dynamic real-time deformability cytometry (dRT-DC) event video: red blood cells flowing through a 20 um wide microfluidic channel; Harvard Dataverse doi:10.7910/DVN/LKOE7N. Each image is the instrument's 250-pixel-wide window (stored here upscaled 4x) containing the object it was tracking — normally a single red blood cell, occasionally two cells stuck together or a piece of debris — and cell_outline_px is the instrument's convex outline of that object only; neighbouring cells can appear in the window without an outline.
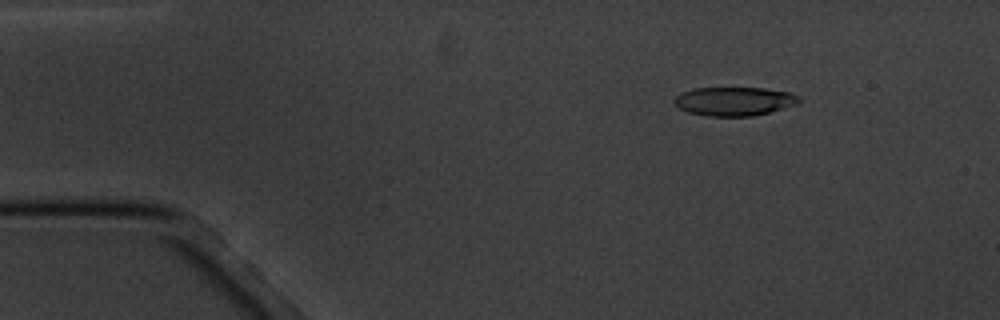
{"species": "common noctule bat (a hibernating species)", "species_latin": "Nyctalus noctula", "temperature_condition": "cold", "stored_images_in_passage": 3, "camera_frame_rate_fps": 3000, "um_per_image_px": 0.085, "animal": {"sex": "male", "body_mass_g": 20.1, "forearm_length_mm": 53.5}, "frame": {"image": 1, "passage_image": 1, "time_ms": 0.0, "image_size_px": [1000, 320], "cell_outline_px": [[800, 100], [796, 104], [768, 112], [752, 116], [708, 116], [688, 112], [672, 104], [672, 100], [676, 96], [692, 88], [764, 88], [792, 92], [800, 96]], "centroid_in_image_um": [62.39, 8.6], "position_along_channel_um": 22.6, "area_um2": 20.92}}